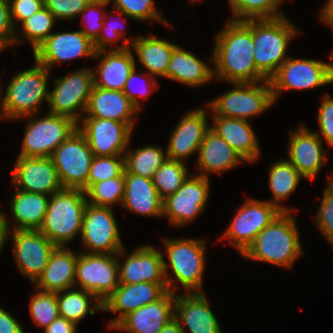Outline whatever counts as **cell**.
I'll use <instances>...</instances> for the list:
<instances>
[{
  "instance_id": "cell-50",
  "label": "cell",
  "mask_w": 333,
  "mask_h": 333,
  "mask_svg": "<svg viewBox=\"0 0 333 333\" xmlns=\"http://www.w3.org/2000/svg\"><path fill=\"white\" fill-rule=\"evenodd\" d=\"M317 120L321 135L319 131L315 133L321 140L324 138L329 147H333V97L327 93L320 102Z\"/></svg>"
},
{
  "instance_id": "cell-47",
  "label": "cell",
  "mask_w": 333,
  "mask_h": 333,
  "mask_svg": "<svg viewBox=\"0 0 333 333\" xmlns=\"http://www.w3.org/2000/svg\"><path fill=\"white\" fill-rule=\"evenodd\" d=\"M326 186L322 190L324 196L316 211L314 223L333 247V174L329 177Z\"/></svg>"
},
{
  "instance_id": "cell-27",
  "label": "cell",
  "mask_w": 333,
  "mask_h": 333,
  "mask_svg": "<svg viewBox=\"0 0 333 333\" xmlns=\"http://www.w3.org/2000/svg\"><path fill=\"white\" fill-rule=\"evenodd\" d=\"M139 110L119 90H106L93 86L87 109L82 117L115 120L127 124L132 130Z\"/></svg>"
},
{
  "instance_id": "cell-48",
  "label": "cell",
  "mask_w": 333,
  "mask_h": 333,
  "mask_svg": "<svg viewBox=\"0 0 333 333\" xmlns=\"http://www.w3.org/2000/svg\"><path fill=\"white\" fill-rule=\"evenodd\" d=\"M107 18L109 19L110 17L107 15L106 11L101 33L99 34L98 39L93 43L95 52L107 50V46H110V49L113 48V50L127 49L131 47L130 45L135 41L136 36L131 40L128 39L122 30L124 28V23H119V21V24L114 21L112 23L111 21L109 22ZM120 24L123 25L121 26ZM120 38H123L122 44L119 47L114 48L113 45L116 44Z\"/></svg>"
},
{
  "instance_id": "cell-29",
  "label": "cell",
  "mask_w": 333,
  "mask_h": 333,
  "mask_svg": "<svg viewBox=\"0 0 333 333\" xmlns=\"http://www.w3.org/2000/svg\"><path fill=\"white\" fill-rule=\"evenodd\" d=\"M196 161L200 171L197 175L209 178V173L228 171L246 160L210 128L200 145Z\"/></svg>"
},
{
  "instance_id": "cell-23",
  "label": "cell",
  "mask_w": 333,
  "mask_h": 333,
  "mask_svg": "<svg viewBox=\"0 0 333 333\" xmlns=\"http://www.w3.org/2000/svg\"><path fill=\"white\" fill-rule=\"evenodd\" d=\"M174 318L184 333H223L204 292L176 293Z\"/></svg>"
},
{
  "instance_id": "cell-43",
  "label": "cell",
  "mask_w": 333,
  "mask_h": 333,
  "mask_svg": "<svg viewBox=\"0 0 333 333\" xmlns=\"http://www.w3.org/2000/svg\"><path fill=\"white\" fill-rule=\"evenodd\" d=\"M29 312L33 322L39 328H46L60 316L57 293L35 291L30 297Z\"/></svg>"
},
{
  "instance_id": "cell-31",
  "label": "cell",
  "mask_w": 333,
  "mask_h": 333,
  "mask_svg": "<svg viewBox=\"0 0 333 333\" xmlns=\"http://www.w3.org/2000/svg\"><path fill=\"white\" fill-rule=\"evenodd\" d=\"M124 199L121 207L135 214L163 217V200L159 197L152 179L127 173L124 170Z\"/></svg>"
},
{
  "instance_id": "cell-38",
  "label": "cell",
  "mask_w": 333,
  "mask_h": 333,
  "mask_svg": "<svg viewBox=\"0 0 333 333\" xmlns=\"http://www.w3.org/2000/svg\"><path fill=\"white\" fill-rule=\"evenodd\" d=\"M55 21H57L55 16L44 6L33 16L17 26L21 31H15L14 46L23 42L21 40L22 35L31 44L32 51L34 52L53 33Z\"/></svg>"
},
{
  "instance_id": "cell-52",
  "label": "cell",
  "mask_w": 333,
  "mask_h": 333,
  "mask_svg": "<svg viewBox=\"0 0 333 333\" xmlns=\"http://www.w3.org/2000/svg\"><path fill=\"white\" fill-rule=\"evenodd\" d=\"M15 31L10 15L9 0H0V45L5 48H13Z\"/></svg>"
},
{
  "instance_id": "cell-53",
  "label": "cell",
  "mask_w": 333,
  "mask_h": 333,
  "mask_svg": "<svg viewBox=\"0 0 333 333\" xmlns=\"http://www.w3.org/2000/svg\"><path fill=\"white\" fill-rule=\"evenodd\" d=\"M0 333H25L16 317L0 307Z\"/></svg>"
},
{
  "instance_id": "cell-57",
  "label": "cell",
  "mask_w": 333,
  "mask_h": 333,
  "mask_svg": "<svg viewBox=\"0 0 333 333\" xmlns=\"http://www.w3.org/2000/svg\"><path fill=\"white\" fill-rule=\"evenodd\" d=\"M158 333H184L179 322L174 318L166 324Z\"/></svg>"
},
{
  "instance_id": "cell-55",
  "label": "cell",
  "mask_w": 333,
  "mask_h": 333,
  "mask_svg": "<svg viewBox=\"0 0 333 333\" xmlns=\"http://www.w3.org/2000/svg\"><path fill=\"white\" fill-rule=\"evenodd\" d=\"M9 226L7 213L0 211V253L3 251L7 239H9Z\"/></svg>"
},
{
  "instance_id": "cell-40",
  "label": "cell",
  "mask_w": 333,
  "mask_h": 333,
  "mask_svg": "<svg viewBox=\"0 0 333 333\" xmlns=\"http://www.w3.org/2000/svg\"><path fill=\"white\" fill-rule=\"evenodd\" d=\"M189 171L185 162L168 158L159 167L153 177L152 182L159 197L163 200L167 196L174 194L188 178Z\"/></svg>"
},
{
  "instance_id": "cell-30",
  "label": "cell",
  "mask_w": 333,
  "mask_h": 333,
  "mask_svg": "<svg viewBox=\"0 0 333 333\" xmlns=\"http://www.w3.org/2000/svg\"><path fill=\"white\" fill-rule=\"evenodd\" d=\"M210 128L224 139L249 163L260 158V145L250 121L223 116H211Z\"/></svg>"
},
{
  "instance_id": "cell-34",
  "label": "cell",
  "mask_w": 333,
  "mask_h": 333,
  "mask_svg": "<svg viewBox=\"0 0 333 333\" xmlns=\"http://www.w3.org/2000/svg\"><path fill=\"white\" fill-rule=\"evenodd\" d=\"M130 46L136 53L135 58L146 69L145 72L154 78L158 76L167 78L171 54L177 44L151 34L144 37L137 36Z\"/></svg>"
},
{
  "instance_id": "cell-16",
  "label": "cell",
  "mask_w": 333,
  "mask_h": 333,
  "mask_svg": "<svg viewBox=\"0 0 333 333\" xmlns=\"http://www.w3.org/2000/svg\"><path fill=\"white\" fill-rule=\"evenodd\" d=\"M10 237L19 272L34 283L48 264L56 246L39 230H13L9 232Z\"/></svg>"
},
{
  "instance_id": "cell-46",
  "label": "cell",
  "mask_w": 333,
  "mask_h": 333,
  "mask_svg": "<svg viewBox=\"0 0 333 333\" xmlns=\"http://www.w3.org/2000/svg\"><path fill=\"white\" fill-rule=\"evenodd\" d=\"M108 4L110 5L108 0L88 2L86 7L79 14V16L81 15L83 25L81 31L93 43L98 39L101 33L106 13L105 8H107L106 6H108Z\"/></svg>"
},
{
  "instance_id": "cell-35",
  "label": "cell",
  "mask_w": 333,
  "mask_h": 333,
  "mask_svg": "<svg viewBox=\"0 0 333 333\" xmlns=\"http://www.w3.org/2000/svg\"><path fill=\"white\" fill-rule=\"evenodd\" d=\"M302 178L304 177L287 159L283 158L272 163L268 169V186L273 197L268 202L281 211L293 212V208L285 207L282 202L291 196Z\"/></svg>"
},
{
  "instance_id": "cell-15",
  "label": "cell",
  "mask_w": 333,
  "mask_h": 333,
  "mask_svg": "<svg viewBox=\"0 0 333 333\" xmlns=\"http://www.w3.org/2000/svg\"><path fill=\"white\" fill-rule=\"evenodd\" d=\"M210 178L189 175L182 186L163 199V217L176 227L191 223L205 210L209 200Z\"/></svg>"
},
{
  "instance_id": "cell-4",
  "label": "cell",
  "mask_w": 333,
  "mask_h": 333,
  "mask_svg": "<svg viewBox=\"0 0 333 333\" xmlns=\"http://www.w3.org/2000/svg\"><path fill=\"white\" fill-rule=\"evenodd\" d=\"M166 257L164 259V274L167 284V291L176 294L179 288L173 278L186 290V293L204 292L202 288L203 274L205 269V247L204 239H163ZM169 270L173 276L169 277Z\"/></svg>"
},
{
  "instance_id": "cell-56",
  "label": "cell",
  "mask_w": 333,
  "mask_h": 333,
  "mask_svg": "<svg viewBox=\"0 0 333 333\" xmlns=\"http://www.w3.org/2000/svg\"><path fill=\"white\" fill-rule=\"evenodd\" d=\"M323 6L319 14L320 20L328 24L333 30V0H327Z\"/></svg>"
},
{
  "instance_id": "cell-44",
  "label": "cell",
  "mask_w": 333,
  "mask_h": 333,
  "mask_svg": "<svg viewBox=\"0 0 333 333\" xmlns=\"http://www.w3.org/2000/svg\"><path fill=\"white\" fill-rule=\"evenodd\" d=\"M157 82V78H154L145 71L138 74L136 62V66L129 74L123 92L140 111L142 104L139 101V98H145L146 100L150 94L156 90V87L158 86L156 85Z\"/></svg>"
},
{
  "instance_id": "cell-17",
  "label": "cell",
  "mask_w": 333,
  "mask_h": 333,
  "mask_svg": "<svg viewBox=\"0 0 333 333\" xmlns=\"http://www.w3.org/2000/svg\"><path fill=\"white\" fill-rule=\"evenodd\" d=\"M78 130L85 136L94 156L124 155L133 130L125 123L82 117Z\"/></svg>"
},
{
  "instance_id": "cell-61",
  "label": "cell",
  "mask_w": 333,
  "mask_h": 333,
  "mask_svg": "<svg viewBox=\"0 0 333 333\" xmlns=\"http://www.w3.org/2000/svg\"><path fill=\"white\" fill-rule=\"evenodd\" d=\"M89 2H92V1H104V0H88Z\"/></svg>"
},
{
  "instance_id": "cell-20",
  "label": "cell",
  "mask_w": 333,
  "mask_h": 333,
  "mask_svg": "<svg viewBox=\"0 0 333 333\" xmlns=\"http://www.w3.org/2000/svg\"><path fill=\"white\" fill-rule=\"evenodd\" d=\"M287 148L288 161L305 178L315 181L317 174L325 165L326 150L318 134L311 131L305 123L289 132Z\"/></svg>"
},
{
  "instance_id": "cell-51",
  "label": "cell",
  "mask_w": 333,
  "mask_h": 333,
  "mask_svg": "<svg viewBox=\"0 0 333 333\" xmlns=\"http://www.w3.org/2000/svg\"><path fill=\"white\" fill-rule=\"evenodd\" d=\"M10 15L13 26H18L44 7V0H9Z\"/></svg>"
},
{
  "instance_id": "cell-58",
  "label": "cell",
  "mask_w": 333,
  "mask_h": 333,
  "mask_svg": "<svg viewBox=\"0 0 333 333\" xmlns=\"http://www.w3.org/2000/svg\"><path fill=\"white\" fill-rule=\"evenodd\" d=\"M3 90V86H2V84H1V82H0V98H1V96H2V91ZM1 101V100H0Z\"/></svg>"
},
{
  "instance_id": "cell-3",
  "label": "cell",
  "mask_w": 333,
  "mask_h": 333,
  "mask_svg": "<svg viewBox=\"0 0 333 333\" xmlns=\"http://www.w3.org/2000/svg\"><path fill=\"white\" fill-rule=\"evenodd\" d=\"M243 22L252 30L255 67L269 80L289 58L288 46L299 30L285 16Z\"/></svg>"
},
{
  "instance_id": "cell-25",
  "label": "cell",
  "mask_w": 333,
  "mask_h": 333,
  "mask_svg": "<svg viewBox=\"0 0 333 333\" xmlns=\"http://www.w3.org/2000/svg\"><path fill=\"white\" fill-rule=\"evenodd\" d=\"M175 293L167 291L160 299L128 313L112 329L129 333H158L174 319Z\"/></svg>"
},
{
  "instance_id": "cell-1",
  "label": "cell",
  "mask_w": 333,
  "mask_h": 333,
  "mask_svg": "<svg viewBox=\"0 0 333 333\" xmlns=\"http://www.w3.org/2000/svg\"><path fill=\"white\" fill-rule=\"evenodd\" d=\"M210 63L214 80L254 83L267 80L255 67L252 30L243 22L229 20L217 33Z\"/></svg>"
},
{
  "instance_id": "cell-10",
  "label": "cell",
  "mask_w": 333,
  "mask_h": 333,
  "mask_svg": "<svg viewBox=\"0 0 333 333\" xmlns=\"http://www.w3.org/2000/svg\"><path fill=\"white\" fill-rule=\"evenodd\" d=\"M274 101L284 91L309 90L333 83V63L290 56L269 79Z\"/></svg>"
},
{
  "instance_id": "cell-19",
  "label": "cell",
  "mask_w": 333,
  "mask_h": 333,
  "mask_svg": "<svg viewBox=\"0 0 333 333\" xmlns=\"http://www.w3.org/2000/svg\"><path fill=\"white\" fill-rule=\"evenodd\" d=\"M94 54L93 42L81 30L54 32L33 52L34 60L49 71L60 62L83 57L94 58Z\"/></svg>"
},
{
  "instance_id": "cell-24",
  "label": "cell",
  "mask_w": 333,
  "mask_h": 333,
  "mask_svg": "<svg viewBox=\"0 0 333 333\" xmlns=\"http://www.w3.org/2000/svg\"><path fill=\"white\" fill-rule=\"evenodd\" d=\"M164 256L152 245L137 246L119 262V283L135 284L141 282L166 283L164 274Z\"/></svg>"
},
{
  "instance_id": "cell-11",
  "label": "cell",
  "mask_w": 333,
  "mask_h": 333,
  "mask_svg": "<svg viewBox=\"0 0 333 333\" xmlns=\"http://www.w3.org/2000/svg\"><path fill=\"white\" fill-rule=\"evenodd\" d=\"M54 83L48 94V112L70 117L78 123L86 112L94 86L92 69L79 68L56 78Z\"/></svg>"
},
{
  "instance_id": "cell-32",
  "label": "cell",
  "mask_w": 333,
  "mask_h": 333,
  "mask_svg": "<svg viewBox=\"0 0 333 333\" xmlns=\"http://www.w3.org/2000/svg\"><path fill=\"white\" fill-rule=\"evenodd\" d=\"M167 79L197 88L214 80V74L211 66L184 47L177 45L171 54Z\"/></svg>"
},
{
  "instance_id": "cell-45",
  "label": "cell",
  "mask_w": 333,
  "mask_h": 333,
  "mask_svg": "<svg viewBox=\"0 0 333 333\" xmlns=\"http://www.w3.org/2000/svg\"><path fill=\"white\" fill-rule=\"evenodd\" d=\"M124 170V155L94 156L87 179V188L91 184L119 177Z\"/></svg>"
},
{
  "instance_id": "cell-59",
  "label": "cell",
  "mask_w": 333,
  "mask_h": 333,
  "mask_svg": "<svg viewBox=\"0 0 333 333\" xmlns=\"http://www.w3.org/2000/svg\"><path fill=\"white\" fill-rule=\"evenodd\" d=\"M192 3H194V2H200V1H203V0H190Z\"/></svg>"
},
{
  "instance_id": "cell-18",
  "label": "cell",
  "mask_w": 333,
  "mask_h": 333,
  "mask_svg": "<svg viewBox=\"0 0 333 333\" xmlns=\"http://www.w3.org/2000/svg\"><path fill=\"white\" fill-rule=\"evenodd\" d=\"M12 182L16 189L47 196L64 189L51 157L17 156Z\"/></svg>"
},
{
  "instance_id": "cell-33",
  "label": "cell",
  "mask_w": 333,
  "mask_h": 333,
  "mask_svg": "<svg viewBox=\"0 0 333 333\" xmlns=\"http://www.w3.org/2000/svg\"><path fill=\"white\" fill-rule=\"evenodd\" d=\"M50 196L16 189L11 198V214L15 222L9 230H39L47 212ZM12 229V230H11Z\"/></svg>"
},
{
  "instance_id": "cell-36",
  "label": "cell",
  "mask_w": 333,
  "mask_h": 333,
  "mask_svg": "<svg viewBox=\"0 0 333 333\" xmlns=\"http://www.w3.org/2000/svg\"><path fill=\"white\" fill-rule=\"evenodd\" d=\"M57 303L60 316L74 322L77 326L83 318L87 317L88 312L94 316L95 311L103 310V303L94 294L79 288L58 292Z\"/></svg>"
},
{
  "instance_id": "cell-39",
  "label": "cell",
  "mask_w": 333,
  "mask_h": 333,
  "mask_svg": "<svg viewBox=\"0 0 333 333\" xmlns=\"http://www.w3.org/2000/svg\"><path fill=\"white\" fill-rule=\"evenodd\" d=\"M235 21L273 19L284 16L280 12L282 0H228Z\"/></svg>"
},
{
  "instance_id": "cell-6",
  "label": "cell",
  "mask_w": 333,
  "mask_h": 333,
  "mask_svg": "<svg viewBox=\"0 0 333 333\" xmlns=\"http://www.w3.org/2000/svg\"><path fill=\"white\" fill-rule=\"evenodd\" d=\"M86 206L83 190L64 188L52 194L39 231L56 247H67L78 234L81 235Z\"/></svg>"
},
{
  "instance_id": "cell-7",
  "label": "cell",
  "mask_w": 333,
  "mask_h": 333,
  "mask_svg": "<svg viewBox=\"0 0 333 333\" xmlns=\"http://www.w3.org/2000/svg\"><path fill=\"white\" fill-rule=\"evenodd\" d=\"M38 113L27 118L20 152L23 157H51L58 148L78 129V123L70 117L52 113L38 118Z\"/></svg>"
},
{
  "instance_id": "cell-22",
  "label": "cell",
  "mask_w": 333,
  "mask_h": 333,
  "mask_svg": "<svg viewBox=\"0 0 333 333\" xmlns=\"http://www.w3.org/2000/svg\"><path fill=\"white\" fill-rule=\"evenodd\" d=\"M166 292V283L119 284L102 304V311L118 313L108 323V329L111 330L128 313L160 299Z\"/></svg>"
},
{
  "instance_id": "cell-37",
  "label": "cell",
  "mask_w": 333,
  "mask_h": 333,
  "mask_svg": "<svg viewBox=\"0 0 333 333\" xmlns=\"http://www.w3.org/2000/svg\"><path fill=\"white\" fill-rule=\"evenodd\" d=\"M129 146L130 144L124 153V167L127 173L152 179L155 171L168 159L167 150L164 151L158 145L142 146L135 151Z\"/></svg>"
},
{
  "instance_id": "cell-5",
  "label": "cell",
  "mask_w": 333,
  "mask_h": 333,
  "mask_svg": "<svg viewBox=\"0 0 333 333\" xmlns=\"http://www.w3.org/2000/svg\"><path fill=\"white\" fill-rule=\"evenodd\" d=\"M34 66L12 77L0 101V118L18 120L40 113L43 101L48 103L49 71L34 60Z\"/></svg>"
},
{
  "instance_id": "cell-54",
  "label": "cell",
  "mask_w": 333,
  "mask_h": 333,
  "mask_svg": "<svg viewBox=\"0 0 333 333\" xmlns=\"http://www.w3.org/2000/svg\"><path fill=\"white\" fill-rule=\"evenodd\" d=\"M77 325L59 316L45 329V333H76Z\"/></svg>"
},
{
  "instance_id": "cell-9",
  "label": "cell",
  "mask_w": 333,
  "mask_h": 333,
  "mask_svg": "<svg viewBox=\"0 0 333 333\" xmlns=\"http://www.w3.org/2000/svg\"><path fill=\"white\" fill-rule=\"evenodd\" d=\"M125 253L124 248L118 254L79 252L75 287L89 291L103 303L120 284L118 257H125Z\"/></svg>"
},
{
  "instance_id": "cell-41",
  "label": "cell",
  "mask_w": 333,
  "mask_h": 333,
  "mask_svg": "<svg viewBox=\"0 0 333 333\" xmlns=\"http://www.w3.org/2000/svg\"><path fill=\"white\" fill-rule=\"evenodd\" d=\"M125 179L124 172L119 177L106 179L91 184L84 192L87 203L94 206L113 207L122 205L124 199Z\"/></svg>"
},
{
  "instance_id": "cell-8",
  "label": "cell",
  "mask_w": 333,
  "mask_h": 333,
  "mask_svg": "<svg viewBox=\"0 0 333 333\" xmlns=\"http://www.w3.org/2000/svg\"><path fill=\"white\" fill-rule=\"evenodd\" d=\"M233 89L206 104L212 116L249 121L275 104L269 80L254 83H231Z\"/></svg>"
},
{
  "instance_id": "cell-12",
  "label": "cell",
  "mask_w": 333,
  "mask_h": 333,
  "mask_svg": "<svg viewBox=\"0 0 333 333\" xmlns=\"http://www.w3.org/2000/svg\"><path fill=\"white\" fill-rule=\"evenodd\" d=\"M65 189H87V179L94 158L85 136L77 129L51 155Z\"/></svg>"
},
{
  "instance_id": "cell-49",
  "label": "cell",
  "mask_w": 333,
  "mask_h": 333,
  "mask_svg": "<svg viewBox=\"0 0 333 333\" xmlns=\"http://www.w3.org/2000/svg\"><path fill=\"white\" fill-rule=\"evenodd\" d=\"M88 2V0H44V6L56 20L71 21L79 16Z\"/></svg>"
},
{
  "instance_id": "cell-26",
  "label": "cell",
  "mask_w": 333,
  "mask_h": 333,
  "mask_svg": "<svg viewBox=\"0 0 333 333\" xmlns=\"http://www.w3.org/2000/svg\"><path fill=\"white\" fill-rule=\"evenodd\" d=\"M133 53L131 47L95 52L94 59L99 60V63L92 69L94 86L123 91L130 72L136 66Z\"/></svg>"
},
{
  "instance_id": "cell-13",
  "label": "cell",
  "mask_w": 333,
  "mask_h": 333,
  "mask_svg": "<svg viewBox=\"0 0 333 333\" xmlns=\"http://www.w3.org/2000/svg\"><path fill=\"white\" fill-rule=\"evenodd\" d=\"M282 211L268 201L247 198L237 209L230 226L222 234L242 254L254 238Z\"/></svg>"
},
{
  "instance_id": "cell-21",
  "label": "cell",
  "mask_w": 333,
  "mask_h": 333,
  "mask_svg": "<svg viewBox=\"0 0 333 333\" xmlns=\"http://www.w3.org/2000/svg\"><path fill=\"white\" fill-rule=\"evenodd\" d=\"M206 109L197 108L186 112L171 132L167 156L184 162L191 154H197L202 141L210 129Z\"/></svg>"
},
{
  "instance_id": "cell-2",
  "label": "cell",
  "mask_w": 333,
  "mask_h": 333,
  "mask_svg": "<svg viewBox=\"0 0 333 333\" xmlns=\"http://www.w3.org/2000/svg\"><path fill=\"white\" fill-rule=\"evenodd\" d=\"M291 211H282L241 254L245 259L292 268L303 255L300 233Z\"/></svg>"
},
{
  "instance_id": "cell-42",
  "label": "cell",
  "mask_w": 333,
  "mask_h": 333,
  "mask_svg": "<svg viewBox=\"0 0 333 333\" xmlns=\"http://www.w3.org/2000/svg\"><path fill=\"white\" fill-rule=\"evenodd\" d=\"M109 3H113L114 10L109 12V15L113 12H117V15L124 17L121 21L126 22L127 19H134L140 22L158 21L168 27L170 23L168 20L157 11L154 0H108ZM126 17V18H125Z\"/></svg>"
},
{
  "instance_id": "cell-14",
  "label": "cell",
  "mask_w": 333,
  "mask_h": 333,
  "mask_svg": "<svg viewBox=\"0 0 333 333\" xmlns=\"http://www.w3.org/2000/svg\"><path fill=\"white\" fill-rule=\"evenodd\" d=\"M113 212L111 207L87 203L80 235L83 253L118 254L124 248Z\"/></svg>"
},
{
  "instance_id": "cell-60",
  "label": "cell",
  "mask_w": 333,
  "mask_h": 333,
  "mask_svg": "<svg viewBox=\"0 0 333 333\" xmlns=\"http://www.w3.org/2000/svg\"><path fill=\"white\" fill-rule=\"evenodd\" d=\"M4 49L6 48L0 45V51H3Z\"/></svg>"
},
{
  "instance_id": "cell-28",
  "label": "cell",
  "mask_w": 333,
  "mask_h": 333,
  "mask_svg": "<svg viewBox=\"0 0 333 333\" xmlns=\"http://www.w3.org/2000/svg\"><path fill=\"white\" fill-rule=\"evenodd\" d=\"M79 252L69 247H56L42 274L33 283L36 290L58 293L75 288L76 263Z\"/></svg>"
}]
</instances>
